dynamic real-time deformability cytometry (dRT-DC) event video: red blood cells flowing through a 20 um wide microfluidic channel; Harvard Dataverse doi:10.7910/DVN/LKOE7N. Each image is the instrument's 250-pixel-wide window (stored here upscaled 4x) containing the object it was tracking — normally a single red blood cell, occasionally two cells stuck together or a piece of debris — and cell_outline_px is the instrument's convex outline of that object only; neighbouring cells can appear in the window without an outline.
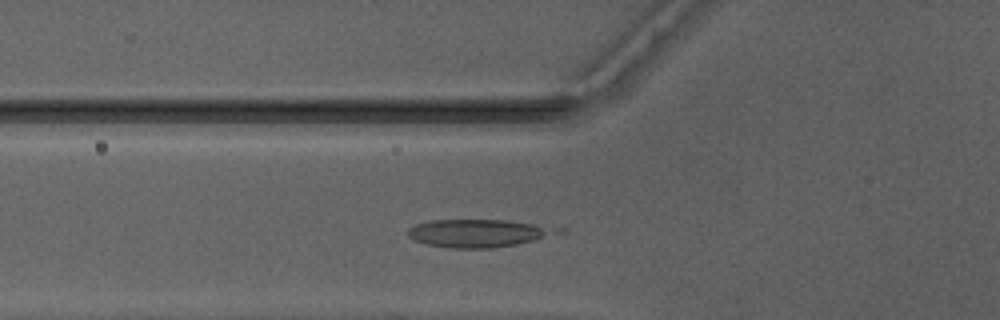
{"species": "Egyptian fruit bat (a non-hibernating species)", "species_latin": "Rousettus aegyptiacus", "temperature_condition": "warm", "stored_images_in_passage": 44, "camera_frame_rate_fps": 3000, "um_per_image_px": 0.085, "animal": {"sex": "male"}, "frame": {"image": 1, "passage_image": 17, "time_ms": 5.333, "image_size_px": [1000, 320], "cell_outline_px": [[548, 232], [532, 240], [516, 244], [492, 248], [452, 248], [424, 244], [412, 240], [408, 236], [408, 228], [416, 224], [432, 220], [508, 220], [532, 224]], "centroid_in_image_um": [40.26, 19.83], "position_along_channel_um": 85.5, "area_um2": 22.83}}
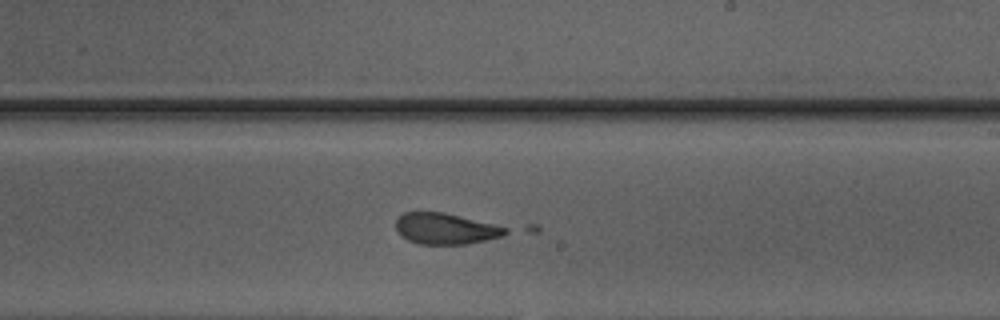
{"frame": {"image": 2, "passage_image": 29, "time_ms": 9.333, "image_size_px": [1000, 320], "cell_outline_px": [[540, 232], [464, 244], [420, 244], [408, 240], [400, 236], [396, 232], [396, 216], [404, 212], [444, 212], [536, 224], [540, 228]], "centroid_in_image_um": [38.85, 19.39], "position_along_channel_um": 250.2, "area_um2": 24.68}}
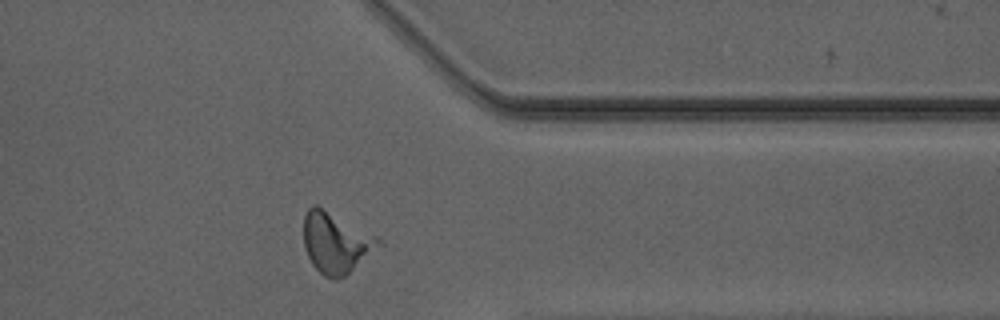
{"frame": {"image": 3, "passage_image": 39, "time_ms": 12.667, "image_size_px": [1000, 320], "cell_outline_px": [[384, 244], [344, 276], [336, 280], [332, 280], [324, 276], [312, 264], [304, 248], [304, 216], [308, 208], [312, 204], [316, 204], [376, 236]], "centroid_in_image_um": [28.54, 20.63], "position_along_channel_um": 382.9, "area_um2": 26.36}, "authors_computed_cell_mechanics": {"area_um2": 20.808, "velocity_mm_per_s": 4.1451, "shape_relaxation_time_tau1_ms": 5.6622, "shape_relaxation_time_tau2_ms": null, "deformation_change_tau1": 0.3738, "deformation_change_tau2": null}}